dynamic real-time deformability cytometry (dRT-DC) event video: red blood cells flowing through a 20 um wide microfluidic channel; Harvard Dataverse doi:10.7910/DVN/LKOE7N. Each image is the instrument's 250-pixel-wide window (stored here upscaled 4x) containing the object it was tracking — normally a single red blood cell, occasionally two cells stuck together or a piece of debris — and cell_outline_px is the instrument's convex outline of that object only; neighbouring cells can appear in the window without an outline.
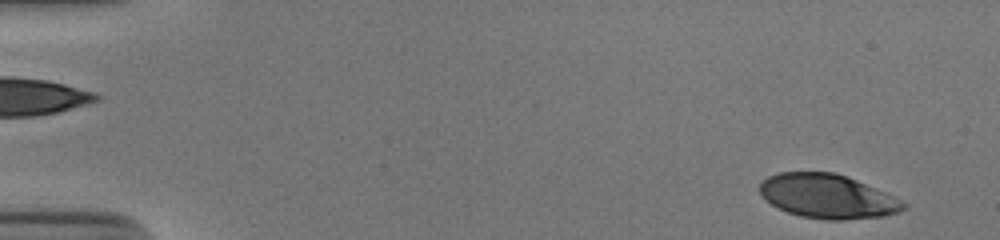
{"species": "human", "species_latin": "Homo sapiens", "temperature_condition": "cold", "stored_images_in_passage": 52, "camera_frame_rate_fps": 3000, "um_per_image_px": 0.085, "donor": {"sex": "male"}, "frame": {"image": 1, "passage_image": 2, "time_ms": 0.333, "image_size_px": [1000, 240], "cell_outline_px": [[908, 208], [900, 212], [884, 216], [844, 220], [824, 220], [800, 216], [788, 212], [772, 204], [760, 192], [760, 180], [768, 176], [780, 172], [836, 172], [856, 180], [884, 192], [908, 204]], "centroid_in_image_um": [70.36, 16.69], "position_along_channel_um": 14.6, "area_um2": 36.88}}
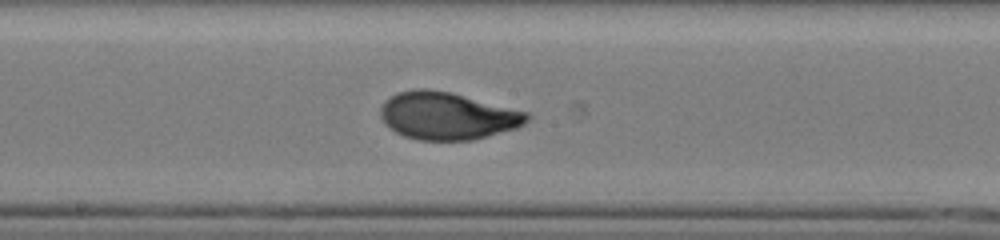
{"frame": {"image": 2, "passage_image": 28, "time_ms": 9.0, "image_size_px": [1000, 240], "cell_outline_px": [[532, 116], [524, 124], [516, 128], [472, 140], [420, 140], [404, 136], [396, 132], [384, 124], [380, 116], [380, 108], [384, 100], [396, 92], [416, 88], [428, 88], [452, 92], [528, 112]], "centroid_in_image_um": [38.0, 9.83], "position_along_channel_um": 210.2, "area_um2": 40.81}}
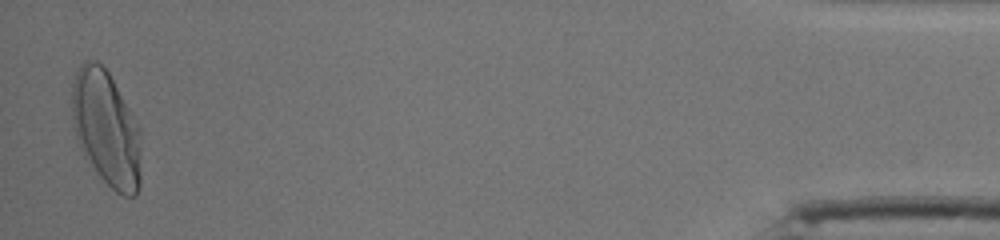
{"frame": {"image": 3, "passage_image": 51, "time_ms": 16.667, "image_size_px": [1000, 240], "cell_outline_px": [[140, 188], [136, 196], [124, 196], [116, 192], [96, 172], [80, 148], [72, 124], [72, 84], [76, 72], [80, 64], [84, 60], [96, 60], [108, 72], [140, 128]], "centroid_in_image_um": [9.02, 10.92], "position_along_channel_um": 426.2, "area_um2": 46.36}, "authors_computed_cell_mechanics": {"area_um2": 39.593, "velocity_mm_per_s": 3.8622, "shape_relaxation_time_tau1_ms": 4.2963, "shape_relaxation_time_tau2_ms": null, "deformation_change_tau1": 0.1987, "deformation_change_tau2": null}}